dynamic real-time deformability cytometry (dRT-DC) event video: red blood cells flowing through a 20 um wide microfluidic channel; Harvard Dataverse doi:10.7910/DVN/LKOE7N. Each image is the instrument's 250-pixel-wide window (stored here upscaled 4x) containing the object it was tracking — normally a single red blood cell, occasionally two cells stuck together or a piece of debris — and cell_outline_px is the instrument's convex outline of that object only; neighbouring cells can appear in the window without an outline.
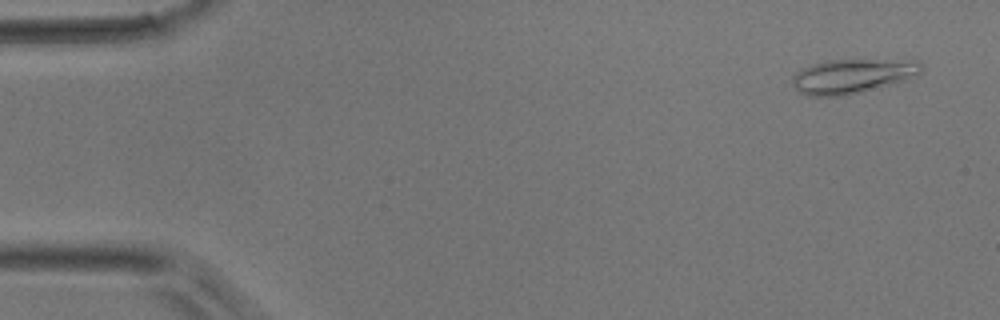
{"species": "common noctule bat (a hibernating species)", "species_latin": "Nyctalus noctula", "temperature_condition": "room temperature", "stored_images_in_passage": 49, "camera_frame_rate_fps": 3000, "um_per_image_px": 0.085, "animal": {"sex": "male", "body_mass_g": 17.9}, "frame": {"image": 1, "passage_image": 3, "time_ms": 0.667, "image_size_px": [1000, 320], "cell_outline_px": [[924, 68], [916, 76], [880, 88], [844, 96], [808, 96], [800, 92], [796, 88], [792, 80], [792, 76], [796, 72], [812, 64], [828, 60], [920, 60], [924, 64]], "centroid_in_image_um": [72.51, 6.47], "position_along_channel_um": 12.5, "area_um2": 26.01}}
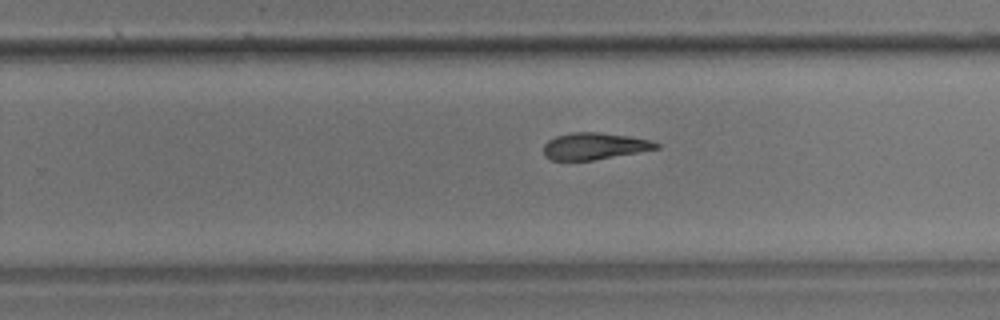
{"frame": {"image": 2, "passage_image": 31, "time_ms": 10.0, "image_size_px": [1000, 320], "cell_outline_px": [[660, 148], [592, 160], [552, 160], [544, 156], [544, 144], [548, 140], [556, 136], [572, 132], [600, 132], [628, 136], [652, 140], [660, 144]], "centroid_in_image_um": [50.52, 12.41], "position_along_channel_um": 279.3, "area_um2": 17.51}}
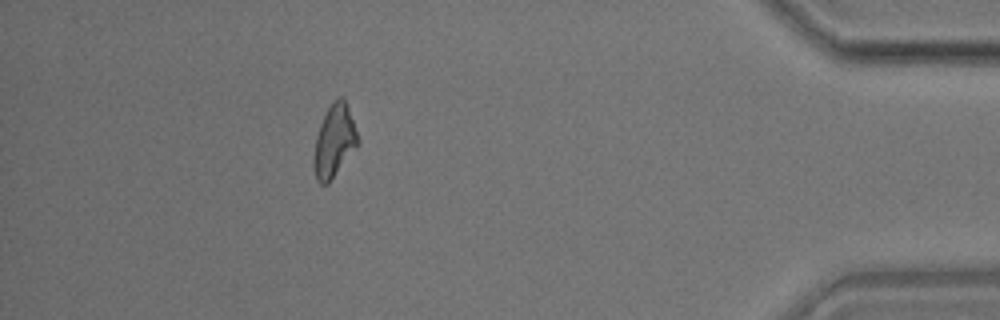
{"frame": {"image": 3, "passage_image": 44, "time_ms": 14.333, "image_size_px": [1000, 320], "cell_outline_px": [[360, 144], [328, 184], [320, 184], [316, 180], [312, 164], [312, 160], [316, 136], [320, 124], [332, 100], [340, 96], [344, 96], [360, 140]], "centroid_in_image_um": [28.41, 12.0], "position_along_channel_um": 406.8, "area_um2": 18.96}}